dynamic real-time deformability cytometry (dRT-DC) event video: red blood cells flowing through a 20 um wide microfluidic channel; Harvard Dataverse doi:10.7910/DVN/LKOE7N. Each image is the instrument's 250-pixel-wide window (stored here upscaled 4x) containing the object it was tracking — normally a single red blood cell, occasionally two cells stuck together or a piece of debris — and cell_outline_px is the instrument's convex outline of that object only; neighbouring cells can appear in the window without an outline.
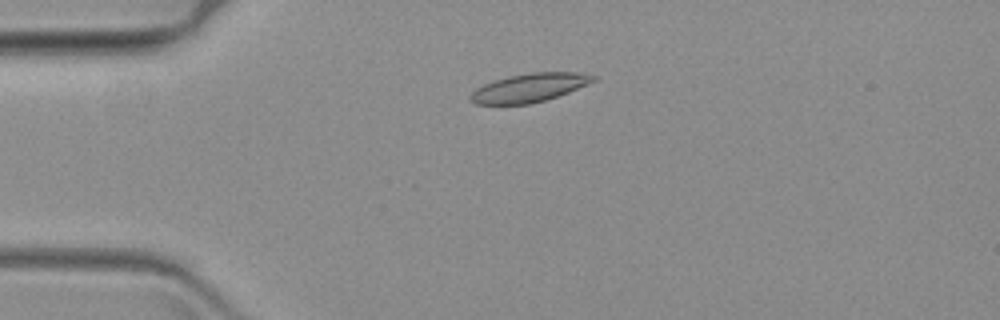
{"species": "common noctule bat (a hibernating species)", "species_latin": "Nyctalus noctula", "temperature_condition": "warm", "stored_images_in_passage": 49, "camera_frame_rate_fps": 3000, "um_per_image_px": 0.085, "animal": {"sex": "female", "body_mass_g": 19.3, "forearm_length_mm": 54.1}, "frame": {"image": 1, "passage_image": 2, "time_ms": 0.333, "image_size_px": [1000, 320], "cell_outline_px": [[596, 80], [588, 84], [568, 92], [544, 100], [528, 104], [476, 104], [468, 96], [476, 88], [484, 84], [508, 76], [532, 72], [580, 72], [596, 76]], "centroid_in_image_um": [45.0, 7.44], "position_along_channel_um": 40.0, "area_um2": 20.23}}
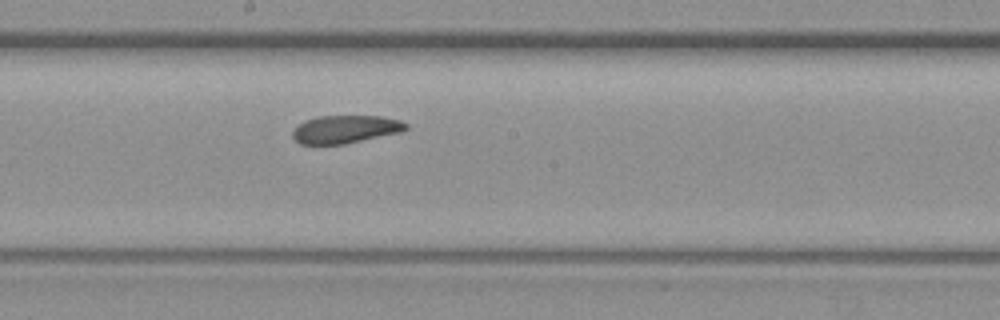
{"frame": {"image": 2, "passage_image": 21, "time_ms": 6.667, "image_size_px": [1000, 320], "cell_outline_px": [[408, 128], [404, 132], [344, 144], [300, 144], [292, 136], [292, 132], [304, 120], [316, 116], [384, 116], [400, 120], [408, 124]], "centroid_in_image_um": [29.41, 10.98], "position_along_channel_um": 218.8, "area_um2": 18.61}}
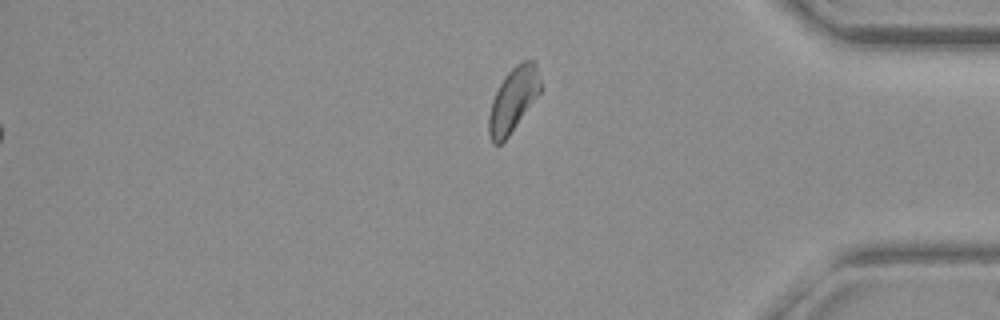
{"frame": {"image": 3, "passage_image": 39, "time_ms": 12.667, "image_size_px": [1000, 320], "cell_outline_px": [[540, 92], [508, 136], [500, 144], [492, 144], [488, 132], [488, 116], [492, 100], [500, 84], [508, 72], [516, 64], [524, 60], [536, 60], [540, 80]], "centroid_in_image_um": [43.61, 8.47], "position_along_channel_um": 391.6, "area_um2": 19.07}}